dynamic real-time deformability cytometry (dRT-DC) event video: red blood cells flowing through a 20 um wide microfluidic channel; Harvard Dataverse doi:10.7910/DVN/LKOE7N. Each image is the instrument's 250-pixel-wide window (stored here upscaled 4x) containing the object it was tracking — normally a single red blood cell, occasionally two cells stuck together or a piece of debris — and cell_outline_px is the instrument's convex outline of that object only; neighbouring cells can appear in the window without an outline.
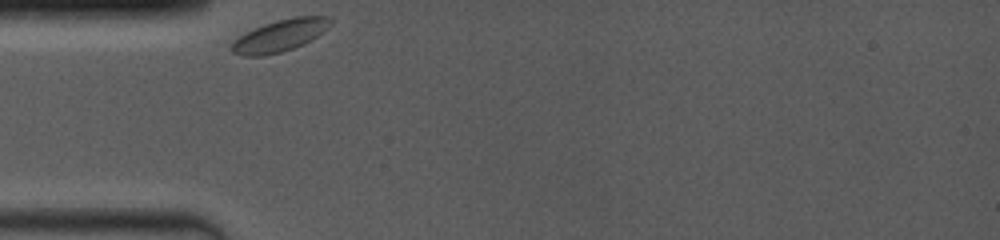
{"species": "common noctule bat (a hibernating species)", "species_latin": "Nyctalus noctula", "temperature_condition": "room temperature", "stored_images_in_passage": 2, "camera_frame_rate_fps": 4000, "um_per_image_px": 0.085, "animal": {"sex": "female", "body_mass_g": 19.0, "forearm_length_mm": 53.3}, "frame": {"image": 1, "passage_image": 1, "time_ms": 0.0, "image_size_px": [1000, 240], "cell_outline_px": [[332, 20], [328, 28], [304, 44], [280, 52], [264, 56], [244, 56], [232, 52], [228, 48], [240, 36], [264, 24], [276, 20], [296, 16], [328, 16]], "centroid_in_image_um": [23.8, 3.02], "position_along_channel_um": 61.2, "area_um2": 18.15}}